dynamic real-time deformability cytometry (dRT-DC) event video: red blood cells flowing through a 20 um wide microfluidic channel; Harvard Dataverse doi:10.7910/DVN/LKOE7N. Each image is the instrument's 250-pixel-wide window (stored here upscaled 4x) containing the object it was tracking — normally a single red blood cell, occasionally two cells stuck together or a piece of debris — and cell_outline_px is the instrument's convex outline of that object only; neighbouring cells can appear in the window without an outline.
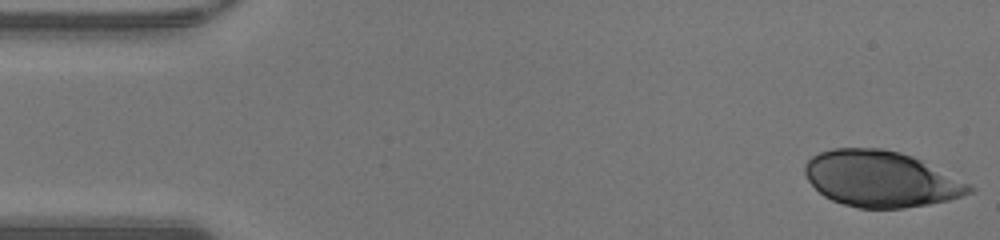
{"species": "human", "species_latin": "Homo sapiens", "temperature_condition": "warm", "stored_images_in_passage": 47, "camera_frame_rate_fps": 3000, "um_per_image_px": 0.085, "donor": {"sex": "male"}, "frame": {"image": 1, "passage_image": 1, "time_ms": 0.0, "image_size_px": [1000, 240], "cell_outline_px": [[976, 192], [948, 200], [928, 204], [904, 208], [860, 208], [844, 204], [832, 200], [824, 196], [808, 180], [804, 172], [804, 164], [812, 156], [820, 152], [832, 148], [884, 148], [900, 152], [912, 156], [976, 188]], "centroid_in_image_um": [74.85, 15.21], "position_along_channel_um": 10.1, "area_um2": 53.29}}